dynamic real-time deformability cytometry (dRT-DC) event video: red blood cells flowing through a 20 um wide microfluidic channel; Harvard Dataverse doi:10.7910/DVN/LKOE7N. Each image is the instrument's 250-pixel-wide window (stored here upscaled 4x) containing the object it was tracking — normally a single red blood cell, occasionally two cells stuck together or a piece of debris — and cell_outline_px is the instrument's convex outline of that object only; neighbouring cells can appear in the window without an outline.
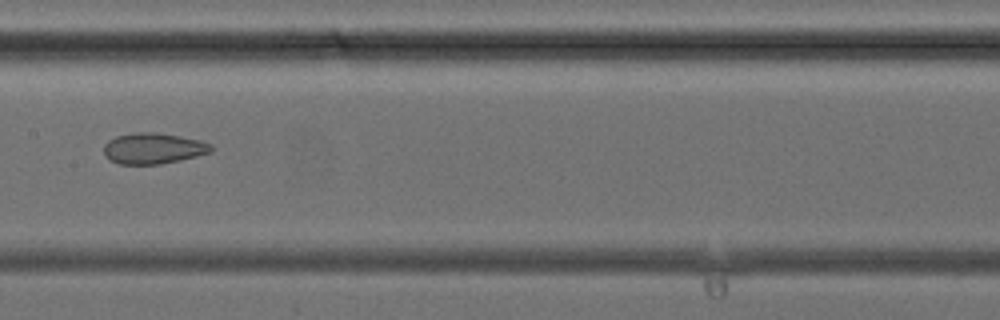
{"species": "common noctule bat (a hibernating species)", "species_latin": "Nyctalus noctula", "temperature_condition": "cold", "stored_images_in_passage": 29, "camera_frame_rate_fps": 3000, "um_per_image_px": 0.085, "animal": {"sex": "female", "body_mass_g": 24.6, "forearm_length_mm": 56.2}, "frame": {"image": 1, "passage_image": 9, "time_ms": 2.667, "image_size_px": [1000, 320], "cell_outline_px": [[212, 152], [180, 160], [160, 164], [120, 164], [108, 160], [104, 156], [104, 144], [108, 140], [116, 136], [136, 132], [156, 132], [180, 136], [200, 140], [212, 144]], "centroid_in_image_um": [13.01, 12.61], "position_along_channel_um": 194.4, "area_um2": 19.48}}
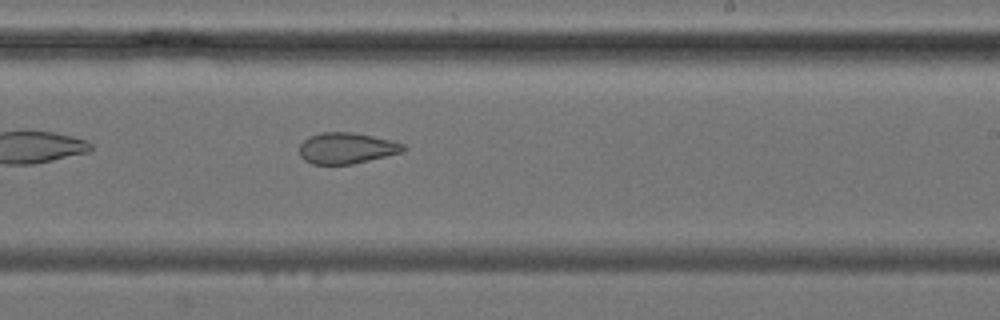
{"frame": {"image": 2, "passage_image": 13, "time_ms": 4.0, "image_size_px": [1000, 320], "cell_outline_px": [[408, 148], [404, 152], [352, 164], [312, 164], [304, 160], [300, 156], [300, 144], [308, 136], [320, 132], [352, 132], [392, 140], [404, 144]], "centroid_in_image_um": [29.47, 12.59], "position_along_channel_um": 259.5, "area_um2": 18.96}}